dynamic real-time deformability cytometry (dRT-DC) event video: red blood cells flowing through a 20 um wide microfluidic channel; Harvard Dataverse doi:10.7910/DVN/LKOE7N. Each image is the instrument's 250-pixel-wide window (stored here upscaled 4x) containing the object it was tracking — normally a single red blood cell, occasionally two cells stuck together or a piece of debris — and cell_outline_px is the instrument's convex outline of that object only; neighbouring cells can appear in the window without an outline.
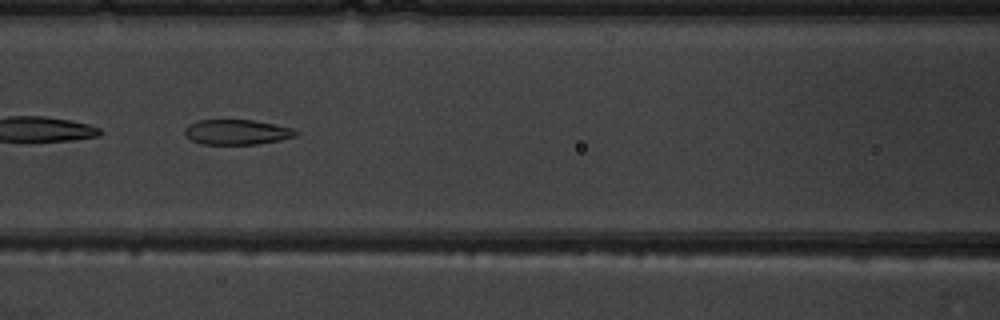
{"species": "common noctule bat (a hibernating species)", "species_latin": "Nyctalus noctula", "temperature_condition": "warm", "stored_images_in_passage": 9, "camera_frame_rate_fps": 3000, "um_per_image_px": 0.085, "animal": {"sex": "male", "body_mass_g": 19.5, "forearm_length_mm": 54.6}, "frame": {"image": 1, "passage_image": 6, "time_ms": 5.667, "image_size_px": [1000, 320], "cell_outline_px": [[300, 132], [296, 136], [280, 140], [256, 144], [200, 144], [192, 140], [184, 132], [184, 128], [188, 124], [196, 120], [252, 120], [292, 128]], "centroid_in_image_um": [20.12, 11.22], "position_along_channel_um": 146.5, "area_um2": 16.18}}
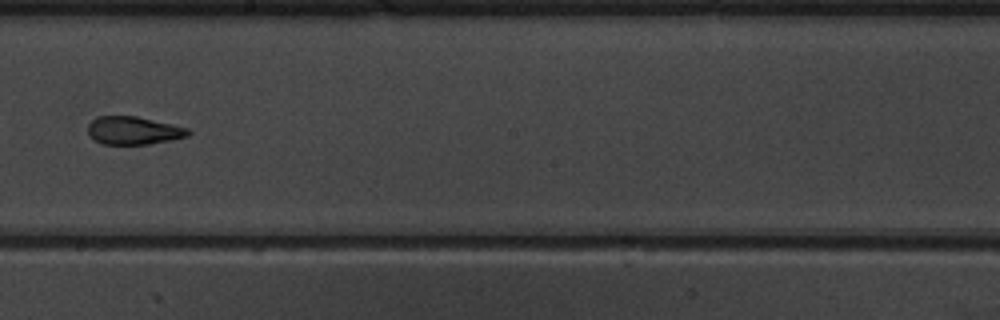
{"frame": {"image": 2, "passage_image": 8, "time_ms": 8.0, "image_size_px": [1000, 320], "cell_outline_px": [[192, 132], [188, 136], [172, 140], [148, 144], [104, 144], [96, 140], [88, 132], [88, 124], [96, 116], [136, 116], [172, 124], [188, 128]], "centroid_in_image_um": [11.38, 11.09], "position_along_channel_um": 236.8, "area_um2": 16.3}}
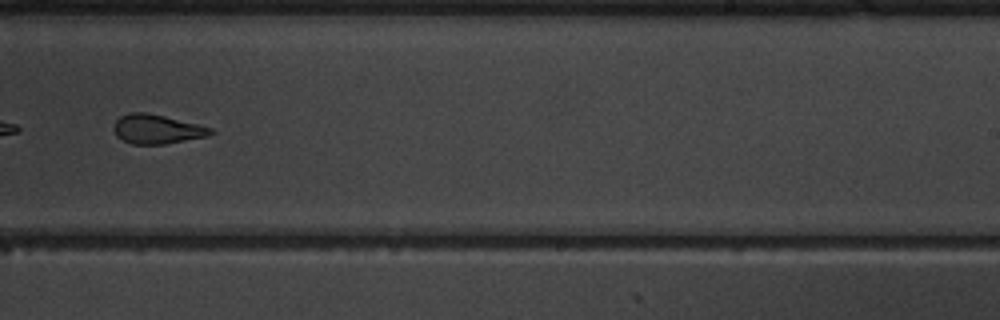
{"frame": {"image": 3, "passage_image": 9, "time_ms": 9.0, "image_size_px": [1000, 320], "cell_outline_px": [[216, 132], [208, 136], [164, 144], [132, 144], [116, 136], [112, 128], [112, 124], [120, 116], [128, 112], [148, 112], [212, 128]], "centroid_in_image_um": [13.3, 10.97], "position_along_channel_um": 275.7, "area_um2": 16.59}}